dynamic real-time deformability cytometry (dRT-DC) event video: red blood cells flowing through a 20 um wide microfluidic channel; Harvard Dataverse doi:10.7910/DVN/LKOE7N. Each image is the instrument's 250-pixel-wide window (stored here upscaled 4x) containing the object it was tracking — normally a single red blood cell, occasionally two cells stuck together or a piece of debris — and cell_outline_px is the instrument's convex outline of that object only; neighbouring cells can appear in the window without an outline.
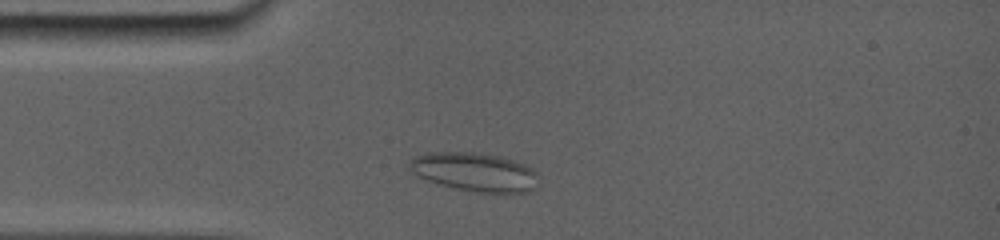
{"species": "common noctule bat (a hibernating species)", "species_latin": "Nyctalus noctula", "temperature_condition": "room temperature", "stored_images_in_passage": 59, "camera_frame_rate_fps": 5000, "um_per_image_px": 0.085, "animal": {"sex": "female", "body_mass_g": 19.0, "forearm_length_mm": 56.7}, "frame": {"image": 1, "passage_image": 6, "time_ms": 1.2, "image_size_px": [1000, 240], "cell_outline_px": [[536, 188], [532, 192], [508, 196], [476, 192], [452, 188], [436, 184], [420, 176], [408, 168], [408, 164], [412, 160], [420, 156], [496, 156], [512, 160], [532, 168], [536, 172]], "centroid_in_image_um": [40.53, 14.78], "position_along_channel_um": 44.5, "area_um2": 27.8}}
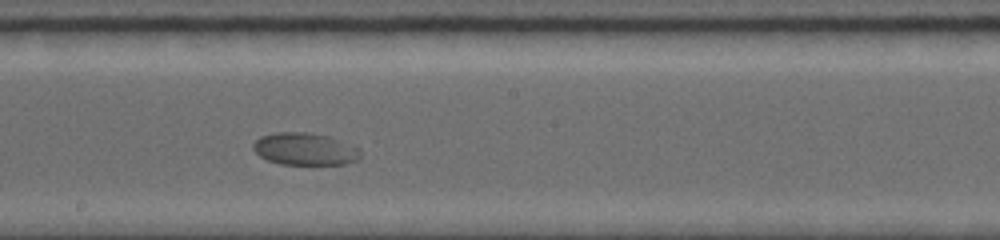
{"frame": {"image": 2, "passage_image": 27, "time_ms": 6.4, "image_size_px": [1000, 240], "cell_outline_px": [[360, 156], [356, 160], [348, 164], [280, 164], [268, 160], [260, 156], [252, 148], [252, 144], [260, 136], [280, 132], [304, 132], [328, 136], [360, 148]], "centroid_in_image_um": [25.91, 12.67], "position_along_channel_um": 222.3, "area_um2": 20.06}}
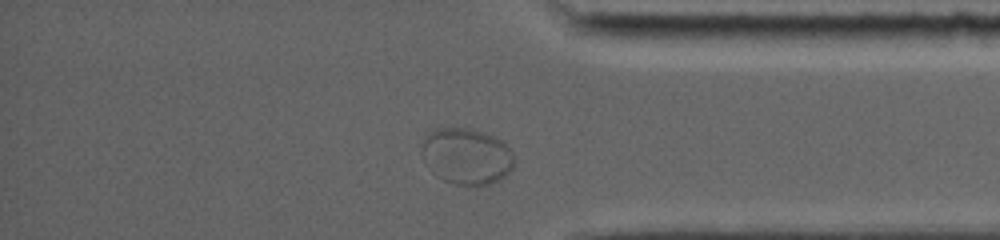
{"frame": {"image": 3, "passage_image": 52, "time_ms": 11.2, "image_size_px": [1000, 240], "cell_outline_px": [[512, 168], [500, 180], [488, 184], [468, 188], [444, 180], [436, 176], [424, 164], [420, 152], [424, 136], [432, 128], [472, 128], [484, 132], [504, 140], [512, 152]], "centroid_in_image_um": [39.61, 13.28], "position_along_channel_um": 395.6, "area_um2": 31.1}}